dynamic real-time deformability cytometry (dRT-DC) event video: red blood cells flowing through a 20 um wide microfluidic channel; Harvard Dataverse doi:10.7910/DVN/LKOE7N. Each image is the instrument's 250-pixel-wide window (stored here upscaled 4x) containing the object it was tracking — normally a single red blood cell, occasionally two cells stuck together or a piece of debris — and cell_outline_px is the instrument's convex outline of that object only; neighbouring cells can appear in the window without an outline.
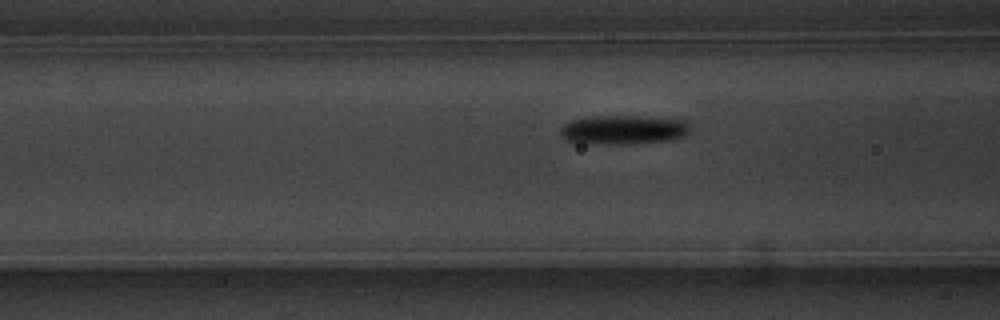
{"species": "common noctule bat (a hibernating species)", "species_latin": "Nyctalus noctula", "temperature_condition": "warm", "stored_images_in_passage": 14, "camera_frame_rate_fps": 3000, "um_per_image_px": 0.085, "animal": {"sex": "male", "body_mass_g": 20.1, "forearm_length_mm": 53.5}, "frame": {"image": 1, "passage_image": 6, "time_ms": 1.667, "image_size_px": [1000, 320], "cell_outline_px": [[688, 132], [684, 136], [668, 140], [624, 144], [604, 144], [568, 140], [560, 132], [564, 124], [572, 120], [604, 116], [628, 116], [680, 120], [688, 124]], "centroid_in_image_um": [52.99, 11.04], "position_along_channel_um": 113.6, "area_um2": 21.04}}